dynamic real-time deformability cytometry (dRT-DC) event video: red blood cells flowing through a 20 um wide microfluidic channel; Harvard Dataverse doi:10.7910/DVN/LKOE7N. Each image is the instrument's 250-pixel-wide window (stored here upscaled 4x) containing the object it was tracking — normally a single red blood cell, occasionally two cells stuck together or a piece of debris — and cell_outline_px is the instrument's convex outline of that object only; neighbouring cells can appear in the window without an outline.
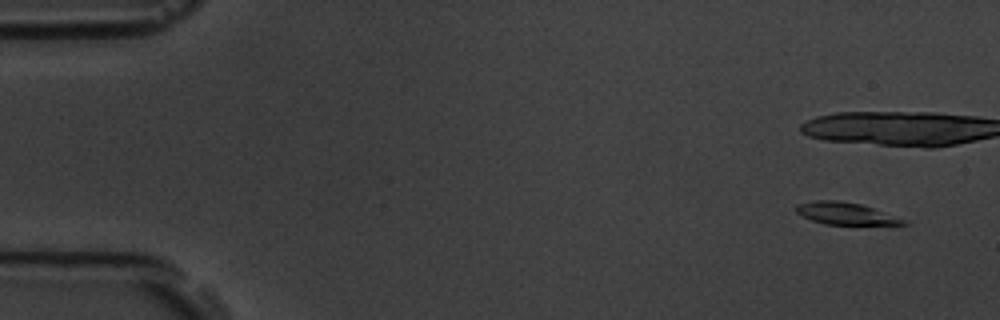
{"species": "common noctule bat (a hibernating species)", "species_latin": "Nyctalus noctula", "temperature_condition": "room temperature", "stored_images_in_passage": 6, "camera_frame_rate_fps": 3000, "um_per_image_px": 0.085, "animal": {"sex": "male", "body_mass_g": 19.5, "forearm_length_mm": 54.6}, "frame": {"image": 1, "passage_image": 1, "time_ms": 0.0, "image_size_px": [1000, 320], "cell_outline_px": [[908, 224], [824, 224], [812, 220], [796, 212], [796, 204], [816, 200], [840, 200], [860, 204], [908, 220]], "centroid_in_image_um": [71.86, 18.14], "position_along_channel_um": 13.1, "area_um2": 13.58}}